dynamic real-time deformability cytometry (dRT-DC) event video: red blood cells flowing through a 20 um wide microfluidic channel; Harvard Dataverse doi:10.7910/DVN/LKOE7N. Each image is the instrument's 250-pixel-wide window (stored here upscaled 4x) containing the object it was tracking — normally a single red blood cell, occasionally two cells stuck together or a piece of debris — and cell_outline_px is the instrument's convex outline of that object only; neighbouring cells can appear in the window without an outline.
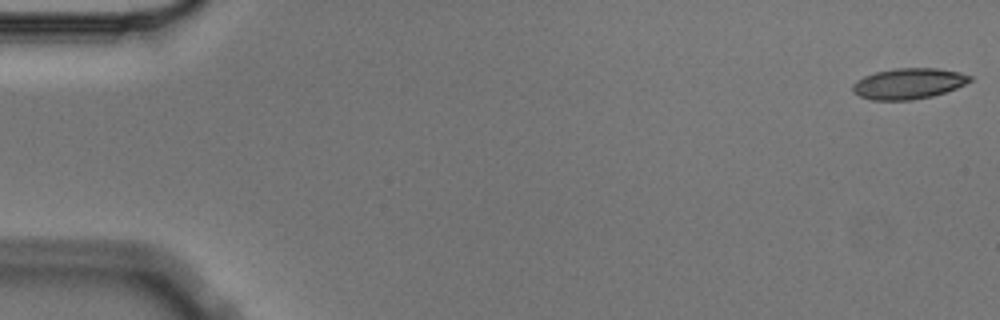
{"species": "Egyptian fruit bat (a non-hibernating species)", "species_latin": "Rousettus aegyptiacus", "temperature_condition": "cold", "stored_images_in_passage": 7, "camera_frame_rate_fps": 3000, "um_per_image_px": 0.085, "animal": {"sex": "male"}, "frame": {"image": 1, "passage_image": 1, "time_ms": 0.0, "image_size_px": [1000, 320], "cell_outline_px": [[972, 80], [956, 88], [932, 96], [912, 100], [872, 100], [860, 96], [852, 92], [852, 84], [856, 80], [864, 76], [876, 72], [896, 68], [936, 68], [960, 72], [972, 76]], "centroid_in_image_um": [77.2, 7.1], "position_along_channel_um": 7.8, "area_um2": 21.04}}
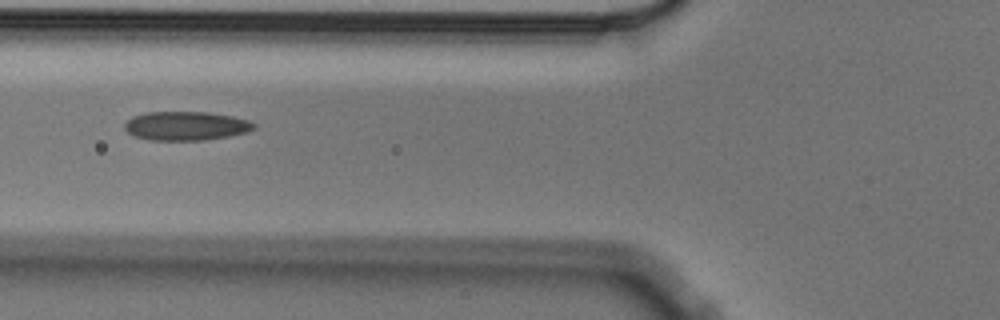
{"frame": {"image": 2, "passage_image": 5, "time_ms": 1.333, "image_size_px": [1000, 320], "cell_outline_px": [[256, 128], [248, 132], [228, 136], [204, 140], [148, 140], [136, 136], [128, 132], [124, 128], [124, 124], [132, 116], [148, 112], [208, 112], [232, 116], [248, 120], [256, 124]], "centroid_in_image_um": [15.82, 10.7], "position_along_channel_um": 110.0, "area_um2": 21.79}}
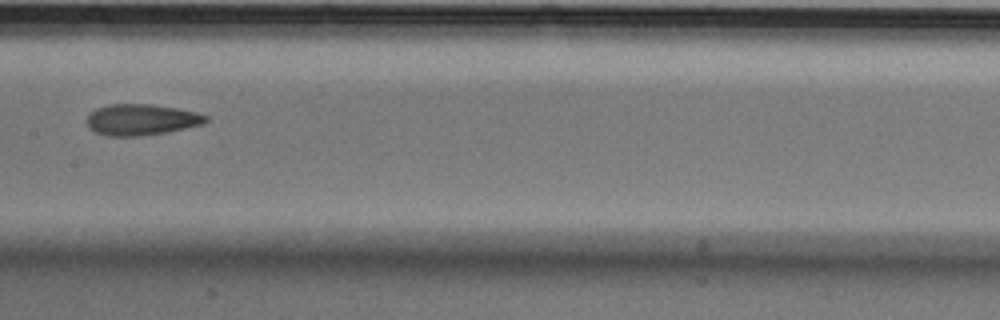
{"frame": {"image": 3, "passage_image": 7, "time_ms": 2.0, "image_size_px": [1000, 320], "cell_outline_px": [[208, 120], [204, 124], [164, 132], [140, 136], [108, 136], [96, 132], [88, 128], [88, 116], [96, 108], [108, 104], [152, 104], [176, 108], [196, 112], [208, 116]], "centroid_in_image_um": [12.01, 10.16], "position_along_channel_um": 195.4, "area_um2": 21.44}}